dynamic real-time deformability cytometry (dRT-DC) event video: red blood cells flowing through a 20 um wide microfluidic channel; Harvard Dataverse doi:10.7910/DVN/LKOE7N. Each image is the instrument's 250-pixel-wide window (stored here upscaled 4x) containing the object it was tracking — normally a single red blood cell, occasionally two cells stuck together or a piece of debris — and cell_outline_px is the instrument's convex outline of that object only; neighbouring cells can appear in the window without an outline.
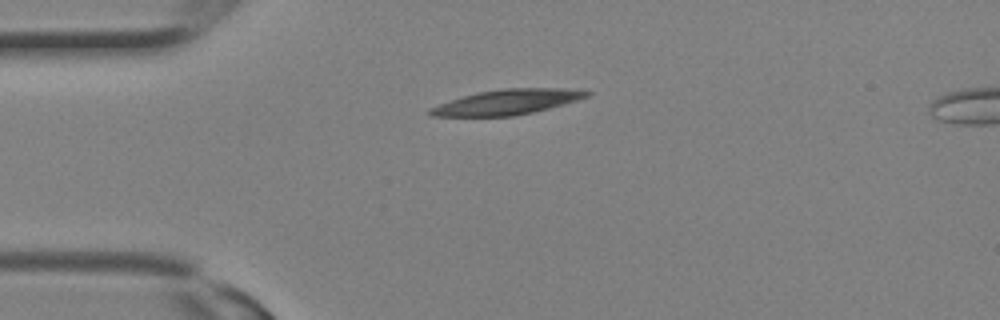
{"species": "Egyptian fruit bat (a non-hibernating species)", "species_latin": "Rousettus aegyptiacus", "temperature_condition": "room temperature", "stored_images_in_passage": 8, "camera_frame_rate_fps": 3000, "um_per_image_px": 0.085, "animal": {"sex": "female"}, "frame": {"image": 1, "passage_image": 1, "time_ms": 0.0, "image_size_px": [1000, 320], "cell_outline_px": [[592, 92], [588, 96], [576, 100], [548, 108], [532, 112], [512, 116], [432, 116], [428, 112], [428, 108], [476, 92], [504, 88], [564, 88]], "centroid_in_image_um": [43.08, 8.67], "position_along_channel_um": 41.9, "area_um2": 22.54}}
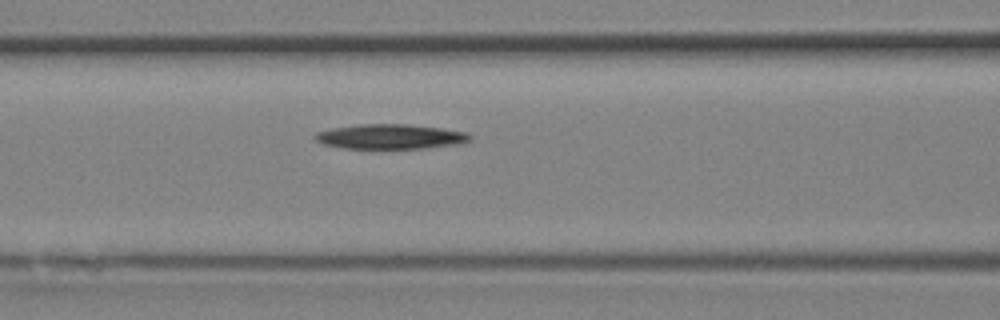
{"frame": {"image": 2, "passage_image": 6, "time_ms": 1.667, "image_size_px": [1000, 320], "cell_outline_px": [[472, 140], [464, 144], [424, 148], [344, 148], [324, 144], [316, 140], [312, 136], [316, 132], [332, 128], [356, 124], [408, 124], [440, 128], [468, 132], [472, 136]], "centroid_in_image_um": [33.23, 11.61], "position_along_channel_um": 133.4, "area_um2": 22.6}}
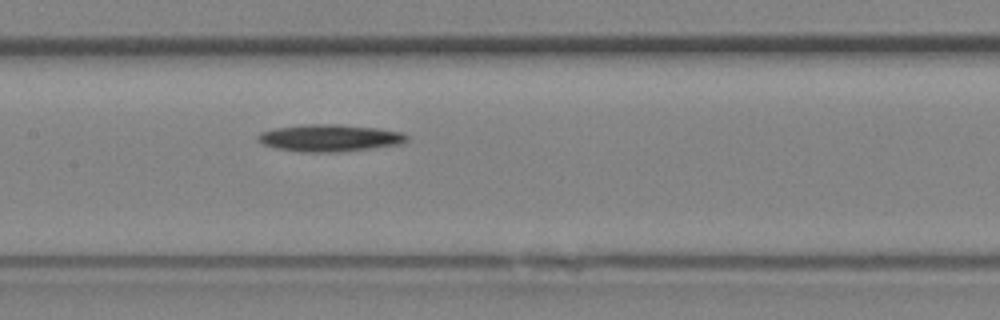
{"frame": {"image": 3, "passage_image": 8, "time_ms": 2.333, "image_size_px": [1000, 320], "cell_outline_px": [[408, 140], [404, 144], [340, 152], [300, 152], [276, 148], [264, 144], [256, 140], [256, 136], [260, 132], [276, 128], [304, 124], [336, 124], [376, 128], [400, 132], [408, 136]], "centroid_in_image_um": [28.01, 11.73], "position_along_channel_um": 179.4, "area_um2": 23.58}}